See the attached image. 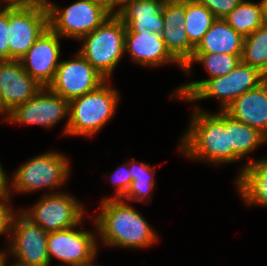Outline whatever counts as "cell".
<instances>
[{"label": "cell", "mask_w": 267, "mask_h": 266, "mask_svg": "<svg viewBox=\"0 0 267 266\" xmlns=\"http://www.w3.org/2000/svg\"><path fill=\"white\" fill-rule=\"evenodd\" d=\"M199 3L207 7L216 18H224L235 7L239 5L242 0H197Z\"/></svg>", "instance_id": "28"}, {"label": "cell", "mask_w": 267, "mask_h": 266, "mask_svg": "<svg viewBox=\"0 0 267 266\" xmlns=\"http://www.w3.org/2000/svg\"><path fill=\"white\" fill-rule=\"evenodd\" d=\"M69 167L68 159L61 153H44L17 169L12 179V187L23 193L46 187L53 190L68 178Z\"/></svg>", "instance_id": "7"}, {"label": "cell", "mask_w": 267, "mask_h": 266, "mask_svg": "<svg viewBox=\"0 0 267 266\" xmlns=\"http://www.w3.org/2000/svg\"><path fill=\"white\" fill-rule=\"evenodd\" d=\"M47 6L9 9V60H19L48 27Z\"/></svg>", "instance_id": "11"}, {"label": "cell", "mask_w": 267, "mask_h": 266, "mask_svg": "<svg viewBox=\"0 0 267 266\" xmlns=\"http://www.w3.org/2000/svg\"><path fill=\"white\" fill-rule=\"evenodd\" d=\"M48 25L60 38L81 39L93 32L112 14L103 6L90 0H79L69 7L59 8L47 2Z\"/></svg>", "instance_id": "6"}, {"label": "cell", "mask_w": 267, "mask_h": 266, "mask_svg": "<svg viewBox=\"0 0 267 266\" xmlns=\"http://www.w3.org/2000/svg\"><path fill=\"white\" fill-rule=\"evenodd\" d=\"M166 0H122L116 14L126 27V33L149 32L162 34V9Z\"/></svg>", "instance_id": "17"}, {"label": "cell", "mask_w": 267, "mask_h": 266, "mask_svg": "<svg viewBox=\"0 0 267 266\" xmlns=\"http://www.w3.org/2000/svg\"><path fill=\"white\" fill-rule=\"evenodd\" d=\"M164 29L161 37L170 55L184 68L195 47L185 31V0H166L162 9Z\"/></svg>", "instance_id": "16"}, {"label": "cell", "mask_w": 267, "mask_h": 266, "mask_svg": "<svg viewBox=\"0 0 267 266\" xmlns=\"http://www.w3.org/2000/svg\"><path fill=\"white\" fill-rule=\"evenodd\" d=\"M74 229L72 227L48 233L47 250L50 262L53 256L67 266L93 261L97 253L95 236L86 230Z\"/></svg>", "instance_id": "13"}, {"label": "cell", "mask_w": 267, "mask_h": 266, "mask_svg": "<svg viewBox=\"0 0 267 266\" xmlns=\"http://www.w3.org/2000/svg\"><path fill=\"white\" fill-rule=\"evenodd\" d=\"M108 81L96 90L69 101V118L64 134L92 136L112 118L119 94L107 85Z\"/></svg>", "instance_id": "4"}, {"label": "cell", "mask_w": 267, "mask_h": 266, "mask_svg": "<svg viewBox=\"0 0 267 266\" xmlns=\"http://www.w3.org/2000/svg\"><path fill=\"white\" fill-rule=\"evenodd\" d=\"M66 115L69 116V101L55 94L49 87H43L31 99L7 113L5 120L52 127Z\"/></svg>", "instance_id": "12"}, {"label": "cell", "mask_w": 267, "mask_h": 266, "mask_svg": "<svg viewBox=\"0 0 267 266\" xmlns=\"http://www.w3.org/2000/svg\"><path fill=\"white\" fill-rule=\"evenodd\" d=\"M43 86L22 67L20 60L0 61L1 113H9L14 107L35 96Z\"/></svg>", "instance_id": "15"}, {"label": "cell", "mask_w": 267, "mask_h": 266, "mask_svg": "<svg viewBox=\"0 0 267 266\" xmlns=\"http://www.w3.org/2000/svg\"><path fill=\"white\" fill-rule=\"evenodd\" d=\"M223 19L243 37L265 24L260 2L256 4L244 0Z\"/></svg>", "instance_id": "24"}, {"label": "cell", "mask_w": 267, "mask_h": 266, "mask_svg": "<svg viewBox=\"0 0 267 266\" xmlns=\"http://www.w3.org/2000/svg\"><path fill=\"white\" fill-rule=\"evenodd\" d=\"M12 266H22V265H19V264L15 263V264H13Z\"/></svg>", "instance_id": "39"}, {"label": "cell", "mask_w": 267, "mask_h": 266, "mask_svg": "<svg viewBox=\"0 0 267 266\" xmlns=\"http://www.w3.org/2000/svg\"><path fill=\"white\" fill-rule=\"evenodd\" d=\"M127 165H129L132 182L122 198L141 202L147 195H151L150 190H153L155 185L154 177H152L155 174V170L149 164L140 162L138 165L134 160L131 161V164L127 162Z\"/></svg>", "instance_id": "27"}, {"label": "cell", "mask_w": 267, "mask_h": 266, "mask_svg": "<svg viewBox=\"0 0 267 266\" xmlns=\"http://www.w3.org/2000/svg\"><path fill=\"white\" fill-rule=\"evenodd\" d=\"M93 262L92 261H90V262H88V263H84V264H80V265H75V266H96V265H94V264H92ZM61 266V265H60ZM62 266H65L64 264L62 265Z\"/></svg>", "instance_id": "37"}, {"label": "cell", "mask_w": 267, "mask_h": 266, "mask_svg": "<svg viewBox=\"0 0 267 266\" xmlns=\"http://www.w3.org/2000/svg\"><path fill=\"white\" fill-rule=\"evenodd\" d=\"M266 140L267 137L258 129L229 115V147H232V162L245 157L254 148L265 143Z\"/></svg>", "instance_id": "22"}, {"label": "cell", "mask_w": 267, "mask_h": 266, "mask_svg": "<svg viewBox=\"0 0 267 266\" xmlns=\"http://www.w3.org/2000/svg\"><path fill=\"white\" fill-rule=\"evenodd\" d=\"M59 35L49 26L19 60L23 69L41 86L48 87L60 64Z\"/></svg>", "instance_id": "14"}, {"label": "cell", "mask_w": 267, "mask_h": 266, "mask_svg": "<svg viewBox=\"0 0 267 266\" xmlns=\"http://www.w3.org/2000/svg\"><path fill=\"white\" fill-rule=\"evenodd\" d=\"M240 172L236 183L245 203L267 206V158L248 163Z\"/></svg>", "instance_id": "21"}, {"label": "cell", "mask_w": 267, "mask_h": 266, "mask_svg": "<svg viewBox=\"0 0 267 266\" xmlns=\"http://www.w3.org/2000/svg\"><path fill=\"white\" fill-rule=\"evenodd\" d=\"M16 214L11 227V233L14 235H11L9 244L12 256L17 259L16 263L22 266H50L47 250L48 233L21 211Z\"/></svg>", "instance_id": "9"}, {"label": "cell", "mask_w": 267, "mask_h": 266, "mask_svg": "<svg viewBox=\"0 0 267 266\" xmlns=\"http://www.w3.org/2000/svg\"><path fill=\"white\" fill-rule=\"evenodd\" d=\"M9 193L5 195H0V235L3 233H11L12 221L14 218V213L10 209L8 204L4 202H9Z\"/></svg>", "instance_id": "31"}, {"label": "cell", "mask_w": 267, "mask_h": 266, "mask_svg": "<svg viewBox=\"0 0 267 266\" xmlns=\"http://www.w3.org/2000/svg\"><path fill=\"white\" fill-rule=\"evenodd\" d=\"M126 27L116 15L109 16L93 32L85 35L78 51L106 80L125 52Z\"/></svg>", "instance_id": "5"}, {"label": "cell", "mask_w": 267, "mask_h": 266, "mask_svg": "<svg viewBox=\"0 0 267 266\" xmlns=\"http://www.w3.org/2000/svg\"><path fill=\"white\" fill-rule=\"evenodd\" d=\"M9 9H0V61L9 60Z\"/></svg>", "instance_id": "29"}, {"label": "cell", "mask_w": 267, "mask_h": 266, "mask_svg": "<svg viewBox=\"0 0 267 266\" xmlns=\"http://www.w3.org/2000/svg\"><path fill=\"white\" fill-rule=\"evenodd\" d=\"M0 266H6V255L5 252H0Z\"/></svg>", "instance_id": "36"}, {"label": "cell", "mask_w": 267, "mask_h": 266, "mask_svg": "<svg viewBox=\"0 0 267 266\" xmlns=\"http://www.w3.org/2000/svg\"><path fill=\"white\" fill-rule=\"evenodd\" d=\"M241 62L257 68L267 77V24L244 38Z\"/></svg>", "instance_id": "25"}, {"label": "cell", "mask_w": 267, "mask_h": 266, "mask_svg": "<svg viewBox=\"0 0 267 266\" xmlns=\"http://www.w3.org/2000/svg\"><path fill=\"white\" fill-rule=\"evenodd\" d=\"M267 77L257 68L239 62L228 74L221 77L195 81L182 85L178 90L179 99L200 101L210 97H219L221 110L224 111L243 93L257 88Z\"/></svg>", "instance_id": "3"}, {"label": "cell", "mask_w": 267, "mask_h": 266, "mask_svg": "<svg viewBox=\"0 0 267 266\" xmlns=\"http://www.w3.org/2000/svg\"><path fill=\"white\" fill-rule=\"evenodd\" d=\"M242 54H219V53H193L191 61L183 68L186 72H191L194 62L204 64L210 78L225 76L231 72L241 61Z\"/></svg>", "instance_id": "26"}, {"label": "cell", "mask_w": 267, "mask_h": 266, "mask_svg": "<svg viewBox=\"0 0 267 266\" xmlns=\"http://www.w3.org/2000/svg\"><path fill=\"white\" fill-rule=\"evenodd\" d=\"M119 166L117 171L112 175V184H114L116 188V196L114 198L121 199L127 192L132 182V178L130 175V170L128 167H123L126 165Z\"/></svg>", "instance_id": "30"}, {"label": "cell", "mask_w": 267, "mask_h": 266, "mask_svg": "<svg viewBox=\"0 0 267 266\" xmlns=\"http://www.w3.org/2000/svg\"><path fill=\"white\" fill-rule=\"evenodd\" d=\"M84 208L72 196L63 193L45 195L30 211L22 213L47 233L80 225Z\"/></svg>", "instance_id": "8"}, {"label": "cell", "mask_w": 267, "mask_h": 266, "mask_svg": "<svg viewBox=\"0 0 267 266\" xmlns=\"http://www.w3.org/2000/svg\"><path fill=\"white\" fill-rule=\"evenodd\" d=\"M90 1L100 4L106 10H108L111 14H117L122 4V0H90ZM117 5H120V6L118 9H116V12H114V9Z\"/></svg>", "instance_id": "33"}, {"label": "cell", "mask_w": 267, "mask_h": 266, "mask_svg": "<svg viewBox=\"0 0 267 266\" xmlns=\"http://www.w3.org/2000/svg\"><path fill=\"white\" fill-rule=\"evenodd\" d=\"M224 111L267 137V79L257 88L243 93Z\"/></svg>", "instance_id": "18"}, {"label": "cell", "mask_w": 267, "mask_h": 266, "mask_svg": "<svg viewBox=\"0 0 267 266\" xmlns=\"http://www.w3.org/2000/svg\"><path fill=\"white\" fill-rule=\"evenodd\" d=\"M74 60L60 61L48 86L68 101L96 90L106 79L78 52Z\"/></svg>", "instance_id": "10"}, {"label": "cell", "mask_w": 267, "mask_h": 266, "mask_svg": "<svg viewBox=\"0 0 267 266\" xmlns=\"http://www.w3.org/2000/svg\"><path fill=\"white\" fill-rule=\"evenodd\" d=\"M100 209L101 213L96 216L95 225L104 244L143 248L157 240L156 233L142 215L122 198L103 199Z\"/></svg>", "instance_id": "1"}, {"label": "cell", "mask_w": 267, "mask_h": 266, "mask_svg": "<svg viewBox=\"0 0 267 266\" xmlns=\"http://www.w3.org/2000/svg\"><path fill=\"white\" fill-rule=\"evenodd\" d=\"M189 131L182 137L180 148L190 158L214 163H231L232 147H229V114L220 110L210 114L196 108Z\"/></svg>", "instance_id": "2"}, {"label": "cell", "mask_w": 267, "mask_h": 266, "mask_svg": "<svg viewBox=\"0 0 267 266\" xmlns=\"http://www.w3.org/2000/svg\"><path fill=\"white\" fill-rule=\"evenodd\" d=\"M2 1L6 2L4 7L7 9L46 6V4L48 2V0H2ZM0 2H1V0H0Z\"/></svg>", "instance_id": "32"}, {"label": "cell", "mask_w": 267, "mask_h": 266, "mask_svg": "<svg viewBox=\"0 0 267 266\" xmlns=\"http://www.w3.org/2000/svg\"><path fill=\"white\" fill-rule=\"evenodd\" d=\"M1 167L0 163V195H5V194H10L9 189H8V178L4 172V170Z\"/></svg>", "instance_id": "34"}, {"label": "cell", "mask_w": 267, "mask_h": 266, "mask_svg": "<svg viewBox=\"0 0 267 266\" xmlns=\"http://www.w3.org/2000/svg\"><path fill=\"white\" fill-rule=\"evenodd\" d=\"M244 38L222 18H217L194 53L242 54Z\"/></svg>", "instance_id": "20"}, {"label": "cell", "mask_w": 267, "mask_h": 266, "mask_svg": "<svg viewBox=\"0 0 267 266\" xmlns=\"http://www.w3.org/2000/svg\"><path fill=\"white\" fill-rule=\"evenodd\" d=\"M217 18L197 0H185V22L189 42L196 47Z\"/></svg>", "instance_id": "23"}, {"label": "cell", "mask_w": 267, "mask_h": 266, "mask_svg": "<svg viewBox=\"0 0 267 266\" xmlns=\"http://www.w3.org/2000/svg\"><path fill=\"white\" fill-rule=\"evenodd\" d=\"M125 51H129L134 62L145 66L156 67L173 62L183 68L170 55L161 35L146 29L141 33H125Z\"/></svg>", "instance_id": "19"}, {"label": "cell", "mask_w": 267, "mask_h": 266, "mask_svg": "<svg viewBox=\"0 0 267 266\" xmlns=\"http://www.w3.org/2000/svg\"><path fill=\"white\" fill-rule=\"evenodd\" d=\"M260 4H261V8H262L264 21L267 24V0H261Z\"/></svg>", "instance_id": "35"}, {"label": "cell", "mask_w": 267, "mask_h": 266, "mask_svg": "<svg viewBox=\"0 0 267 266\" xmlns=\"http://www.w3.org/2000/svg\"><path fill=\"white\" fill-rule=\"evenodd\" d=\"M0 113H1V94H0Z\"/></svg>", "instance_id": "38"}]
</instances>
